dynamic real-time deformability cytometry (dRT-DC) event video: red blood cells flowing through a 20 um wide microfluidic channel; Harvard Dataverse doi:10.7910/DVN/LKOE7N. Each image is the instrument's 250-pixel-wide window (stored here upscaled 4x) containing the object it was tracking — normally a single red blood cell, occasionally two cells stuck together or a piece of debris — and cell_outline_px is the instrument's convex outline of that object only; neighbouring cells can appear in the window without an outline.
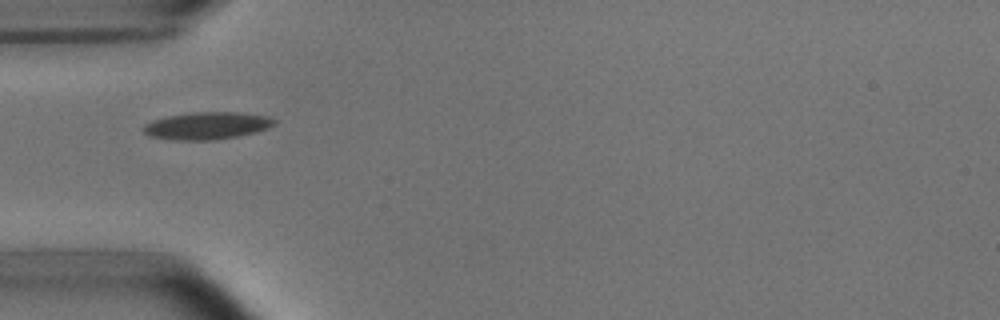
{"species": "common noctule bat (a hibernating species)", "species_latin": "Nyctalus noctula", "temperature_condition": "room temperature", "stored_images_in_passage": 6, "camera_frame_rate_fps": 3000, "um_per_image_px": 0.085, "animal": {"sex": "male", "body_mass_g": 15.6}, "frame": {"image": 1, "passage_image": 1, "time_ms": 0.0, "image_size_px": [1000, 320], "cell_outline_px": [[276, 120], [268, 128], [256, 132], [236, 136], [212, 140], [172, 140], [148, 136], [140, 128], [144, 124], [152, 120], [168, 116], [192, 112], [236, 112], [268, 116]], "centroid_in_image_um": [17.52, 10.68], "position_along_channel_um": 67.5, "area_um2": 20.87}}
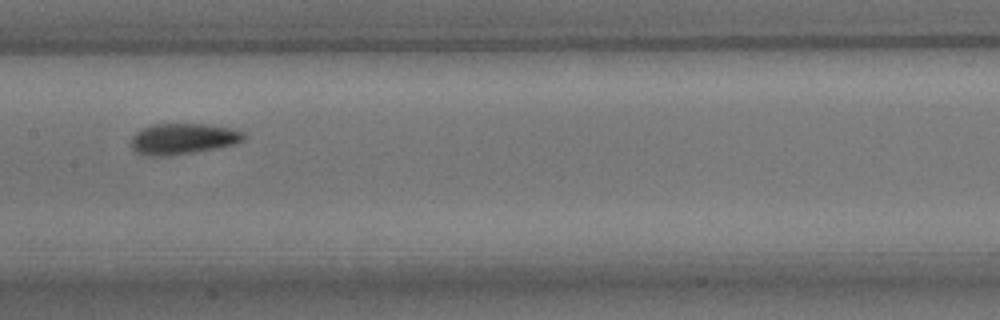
{"frame": {"image": 2, "passage_image": 4, "time_ms": 3.333, "image_size_px": [1000, 320], "cell_outline_px": [[244, 140], [236, 144], [216, 148], [168, 156], [148, 156], [136, 152], [132, 148], [132, 136], [140, 128], [152, 124], [204, 124], [232, 128], [244, 132]], "centroid_in_image_um": [15.54, 11.79], "position_along_channel_um": 191.9, "area_um2": 20.35}}
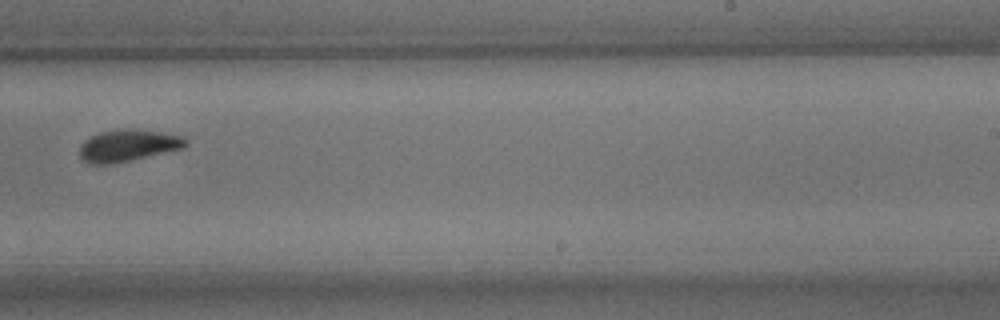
{"frame": {"image": 3, "passage_image": 6, "time_ms": 5.667, "image_size_px": [1000, 320], "cell_outline_px": [[188, 144], [184, 148], [112, 164], [88, 164], [80, 156], [80, 144], [88, 136], [100, 132], [128, 128], [140, 128], [184, 136], [188, 140]], "centroid_in_image_um": [10.89, 12.35], "position_along_channel_um": 278.1, "area_um2": 20.0}}